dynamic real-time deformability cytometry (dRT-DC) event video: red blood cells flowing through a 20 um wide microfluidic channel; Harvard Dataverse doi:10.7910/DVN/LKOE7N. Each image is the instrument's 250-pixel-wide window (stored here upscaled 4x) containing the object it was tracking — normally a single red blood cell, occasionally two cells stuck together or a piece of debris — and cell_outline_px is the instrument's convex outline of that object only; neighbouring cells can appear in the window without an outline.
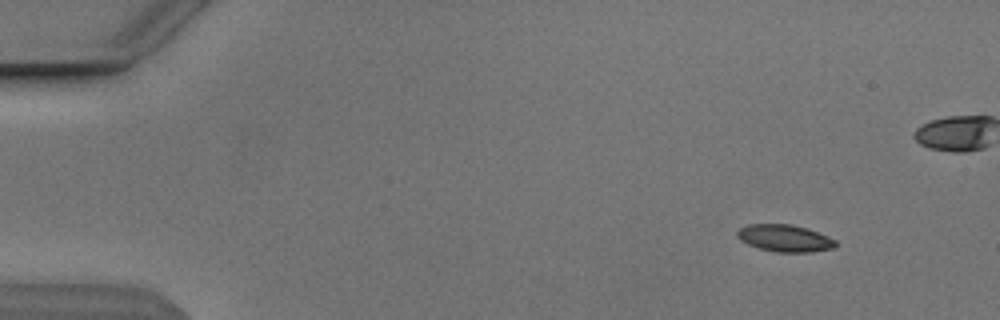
{"species": "Egyptian fruit bat (a non-hibernating species)", "species_latin": "Rousettus aegyptiacus", "temperature_condition": "cold", "stored_images_in_passage": 50, "camera_frame_rate_fps": 3000, "um_per_image_px": 0.085, "animal": {"sex": "male"}, "frame": {"image": 1, "passage_image": 1, "time_ms": 0.0, "image_size_px": [1000, 320], "cell_outline_px": [[836, 248], [812, 252], [776, 252], [760, 248], [748, 244], [740, 240], [736, 236], [736, 232], [740, 228], [748, 224], [792, 224], [808, 228], [828, 236], [836, 240]], "centroid_in_image_um": [66.72, 20.24], "position_along_channel_um": 18.3, "area_um2": 15.66}}
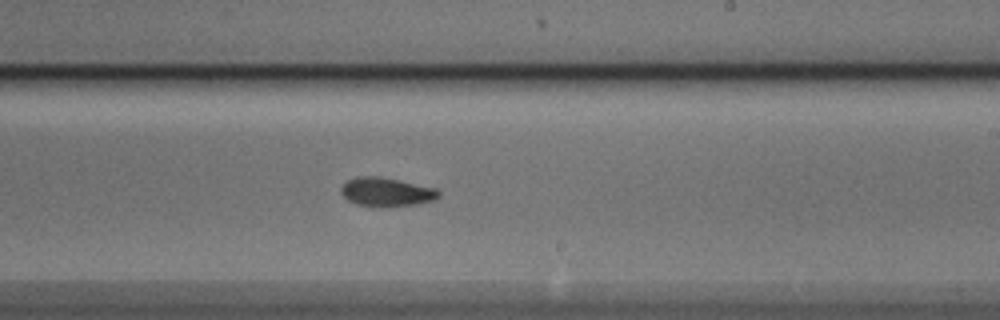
{"frame": {"image": 2, "passage_image": 28, "time_ms": 9.0, "image_size_px": [1000, 320], "cell_outline_px": [[440, 196], [436, 200], [416, 204], [376, 208], [356, 204], [348, 200], [340, 192], [340, 188], [348, 180], [360, 176], [380, 176], [400, 180], [436, 188], [440, 192]], "centroid_in_image_um": [32.86, 16.33], "position_along_channel_um": 256.1, "area_um2": 16.65}}
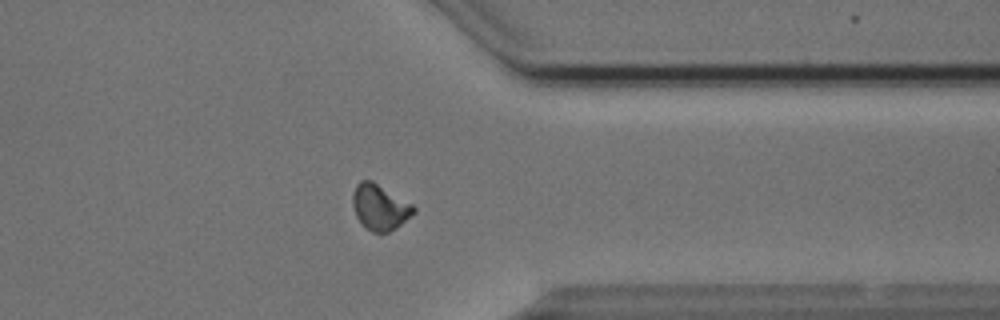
{"frame": {"image": 3, "passage_image": 38, "time_ms": 12.333, "image_size_px": [1000, 320], "cell_outline_px": [[416, 212], [396, 228], [388, 232], [372, 232], [364, 228], [360, 224], [356, 216], [352, 204], [352, 196], [356, 184], [360, 180], [372, 180], [412, 204], [416, 208]], "centroid_in_image_um": [32.27, 17.62], "position_along_channel_um": 379.1, "area_um2": 16.36}}